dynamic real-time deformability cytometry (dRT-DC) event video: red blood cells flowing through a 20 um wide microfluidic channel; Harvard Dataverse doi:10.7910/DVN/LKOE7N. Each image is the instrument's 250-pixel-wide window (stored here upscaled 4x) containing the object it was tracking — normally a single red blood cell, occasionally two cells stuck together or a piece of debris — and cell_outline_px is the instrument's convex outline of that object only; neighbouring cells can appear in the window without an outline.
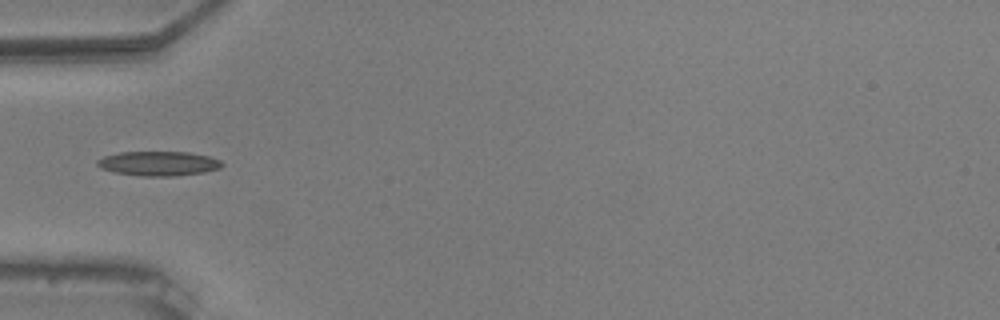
{"species": "common noctule bat (a hibernating species)", "species_latin": "Nyctalus noctula", "temperature_condition": "warm", "stored_images_in_passage": 10, "camera_frame_rate_fps": 3000, "um_per_image_px": 0.085, "animal": {"sex": "male", "body_mass_g": 20.5, "forearm_length_mm": 52.5}, "frame": {"image": 1, "passage_image": 1, "time_ms": 0.0, "image_size_px": [1000, 320], "cell_outline_px": [[224, 164], [220, 168], [204, 172], [176, 176], [140, 176], [116, 172], [100, 168], [96, 164], [96, 160], [104, 156], [120, 152], [188, 152], [208, 156], [220, 160]], "centroid_in_image_um": [13.47, 13.9], "position_along_channel_um": 71.5, "area_um2": 17.8}}
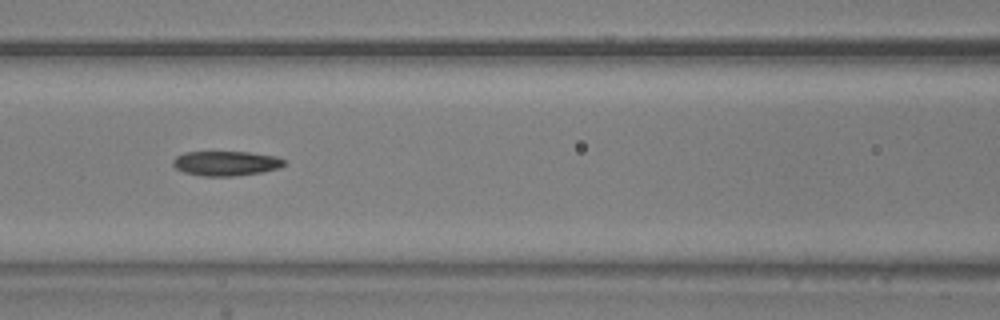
{"frame": {"image": 2, "passage_image": 7, "time_ms": 2.0, "image_size_px": [1000, 320], "cell_outline_px": [[284, 164], [276, 168], [260, 172], [232, 176], [204, 176], [184, 172], [176, 168], [172, 164], [172, 160], [176, 156], [184, 152], [248, 152], [276, 156], [284, 160]], "centroid_in_image_um": [19.15, 13.87], "position_along_channel_um": 147.5, "area_um2": 15.78}}
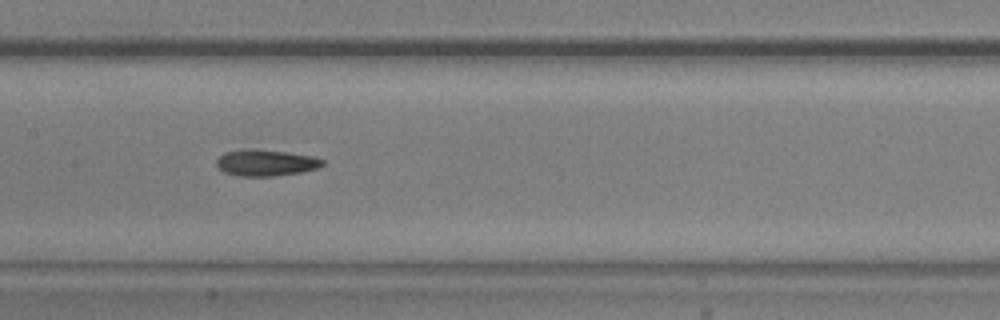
{"frame": {"image": 3, "passage_image": 10, "time_ms": 3.0, "image_size_px": [1000, 320], "cell_outline_px": [[324, 164], [316, 168], [300, 172], [276, 176], [240, 176], [224, 172], [216, 164], [216, 160], [224, 152], [240, 148], [256, 148], [288, 152], [312, 156], [324, 160]], "centroid_in_image_um": [22.56, 13.81], "position_along_channel_um": 184.8, "area_um2": 16.47}}